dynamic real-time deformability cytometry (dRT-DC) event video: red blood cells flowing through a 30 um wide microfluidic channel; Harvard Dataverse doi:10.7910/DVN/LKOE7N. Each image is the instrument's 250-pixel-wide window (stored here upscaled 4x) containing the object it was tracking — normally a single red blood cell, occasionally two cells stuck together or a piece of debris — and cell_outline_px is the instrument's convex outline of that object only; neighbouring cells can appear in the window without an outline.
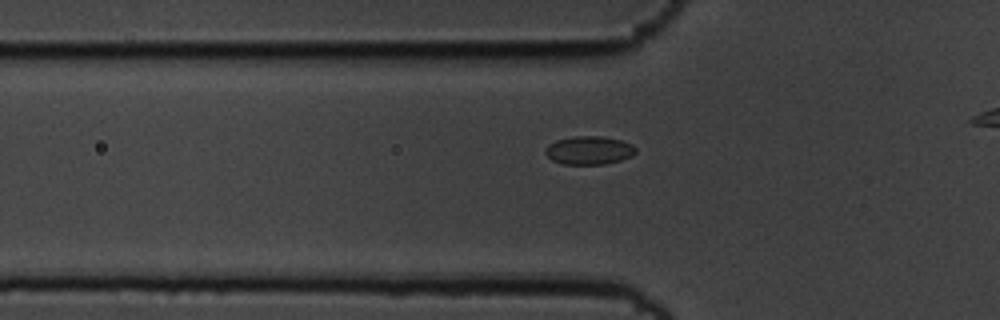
{"species": "common noctule bat (a hibernating species)", "species_latin": "Nyctalus noctula", "temperature_condition": "cold", "stored_images_in_passage": 37, "camera_frame_rate_fps": 3000, "um_per_image_px": 0.085, "animal": {"sex": "male", "body_mass_g": 19.5, "forearm_length_mm": 54.6}, "frame": {"image": 1, "passage_image": 6, "time_ms": 1.667, "image_size_px": [1000, 320], "cell_outline_px": [[636, 152], [632, 156], [620, 160], [604, 164], [564, 164], [552, 160], [544, 152], [544, 148], [548, 144], [556, 140], [576, 136], [600, 136], [620, 140], [632, 144], [636, 148]], "centroid_in_image_um": [50.06, 12.77], "position_along_channel_um": 75.7, "area_um2": 14.91}}
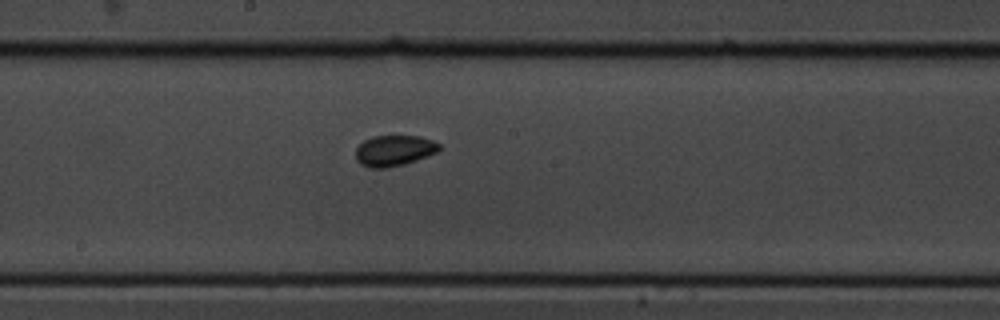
{"frame": {"image": 2, "passage_image": 18, "time_ms": 5.667, "image_size_px": [1000, 320], "cell_outline_px": [[440, 148], [436, 152], [416, 160], [404, 164], [384, 168], [372, 168], [360, 164], [356, 160], [356, 148], [364, 140], [372, 136], [420, 136], [432, 140], [440, 144]], "centroid_in_image_um": [33.48, 12.79], "position_along_channel_um": 214.7, "area_um2": 14.91}}
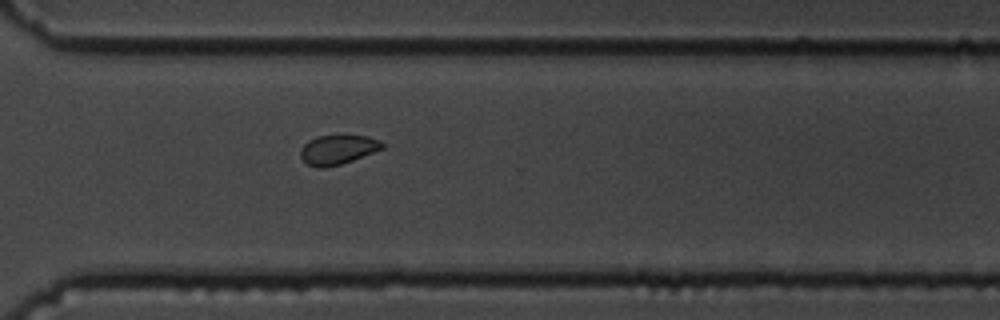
{"frame": {"image": 3, "passage_image": 29, "time_ms": 9.333, "image_size_px": [1000, 320], "cell_outline_px": [[384, 148], [352, 160], [340, 164], [324, 168], [316, 168], [308, 164], [300, 156], [300, 148], [308, 140], [316, 136], [344, 132], [368, 136], [380, 140], [384, 144]], "centroid_in_image_um": [28.71, 12.65], "position_along_channel_um": 341.9, "area_um2": 14.68}}